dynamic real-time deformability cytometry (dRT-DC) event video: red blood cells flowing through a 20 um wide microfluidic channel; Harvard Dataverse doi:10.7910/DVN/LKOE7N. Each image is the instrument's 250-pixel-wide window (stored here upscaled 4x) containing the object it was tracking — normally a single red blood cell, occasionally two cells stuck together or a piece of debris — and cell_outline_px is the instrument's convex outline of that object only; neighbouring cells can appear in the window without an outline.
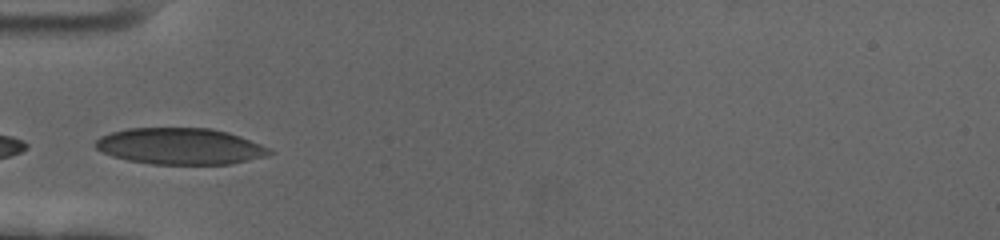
{"species": "human", "species_latin": "Homo sapiens", "temperature_condition": "cold", "stored_images_in_passage": 6, "camera_frame_rate_fps": 3000, "um_per_image_px": 0.085, "donor": {"sex": "female"}, "frame": {"image": 1, "passage_image": 1, "time_ms": 0.0, "image_size_px": [1000, 240], "cell_outline_px": [[272, 152], [268, 156], [228, 164], [152, 164], [128, 160], [112, 156], [96, 148], [96, 140], [100, 136], [112, 132], [128, 128], [212, 128], [228, 132], [240, 136], [260, 144], [268, 148]], "centroid_in_image_um": [15.31, 12.43], "position_along_channel_um": 69.7, "area_um2": 36.7}}